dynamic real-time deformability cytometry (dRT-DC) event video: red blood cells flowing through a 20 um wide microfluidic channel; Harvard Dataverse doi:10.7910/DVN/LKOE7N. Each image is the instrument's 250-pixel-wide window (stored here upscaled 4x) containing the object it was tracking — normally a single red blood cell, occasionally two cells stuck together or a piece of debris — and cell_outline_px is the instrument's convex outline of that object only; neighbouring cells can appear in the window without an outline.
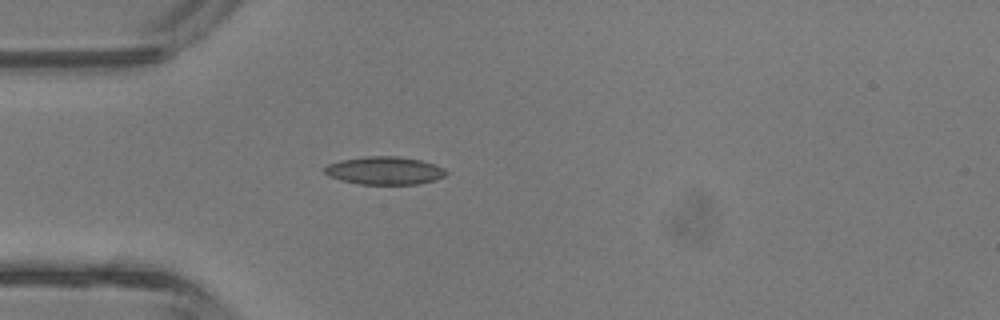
{"species": "common noctule bat (a hibernating species)", "species_latin": "Nyctalus noctula", "temperature_condition": "room temperature", "stored_images_in_passage": 31, "camera_frame_rate_fps": 3000, "um_per_image_px": 0.085, "animal": {"sex": "male", "body_mass_g": 13.3}, "frame": {"image": 1, "passage_image": 1, "time_ms": 0.0, "image_size_px": [1000, 320], "cell_outline_px": [[448, 172], [444, 176], [436, 180], [416, 184], [360, 184], [340, 180], [328, 176], [324, 172], [324, 168], [328, 164], [340, 160], [364, 156], [400, 156], [420, 160], [444, 168]], "centroid_in_image_um": [32.67, 14.5], "position_along_channel_um": 52.3, "area_um2": 19.83}}
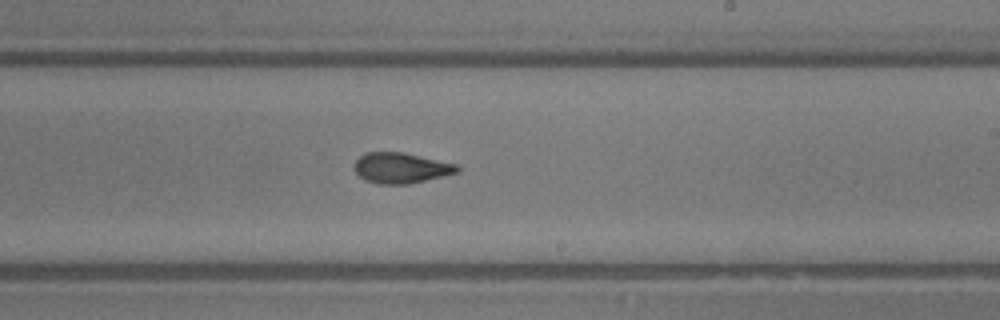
{"frame": {"image": 2, "passage_image": 14, "time_ms": 4.333, "image_size_px": [1000, 320], "cell_outline_px": [[460, 172], [408, 184], [376, 184], [364, 180], [352, 168], [352, 164], [364, 152], [404, 152], [460, 164]], "centroid_in_image_um": [34.09, 14.27], "position_along_channel_um": 254.9, "area_um2": 18.73}}
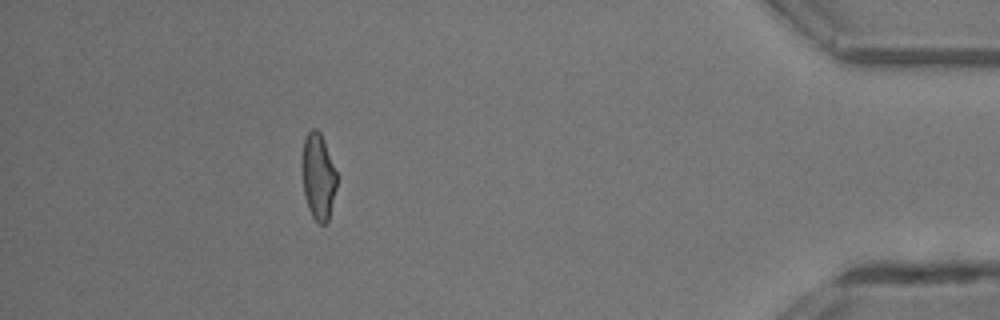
{"frame": {"image": 3, "passage_image": 27, "time_ms": 8.667, "image_size_px": [1000, 320], "cell_outline_px": [[336, 188], [328, 220], [324, 224], [320, 224], [312, 216], [308, 208], [304, 192], [300, 168], [300, 164], [304, 140], [308, 132], [312, 128], [316, 128], [320, 132], [324, 140], [336, 172]], "centroid_in_image_um": [27.01, 14.97], "position_along_channel_um": 408.2, "area_um2": 17.51}, "authors_computed_cell_mechanics": {"area_um2": 18.496, "velocity_mm_per_s": 4.8519, "shape_relaxation_time_tau1_ms": 3.3586, "shape_relaxation_time_tau2_ms": 1.4594, "deformation_change_tau1": 0.1129, "deformation_change_tau2": 0.096}}